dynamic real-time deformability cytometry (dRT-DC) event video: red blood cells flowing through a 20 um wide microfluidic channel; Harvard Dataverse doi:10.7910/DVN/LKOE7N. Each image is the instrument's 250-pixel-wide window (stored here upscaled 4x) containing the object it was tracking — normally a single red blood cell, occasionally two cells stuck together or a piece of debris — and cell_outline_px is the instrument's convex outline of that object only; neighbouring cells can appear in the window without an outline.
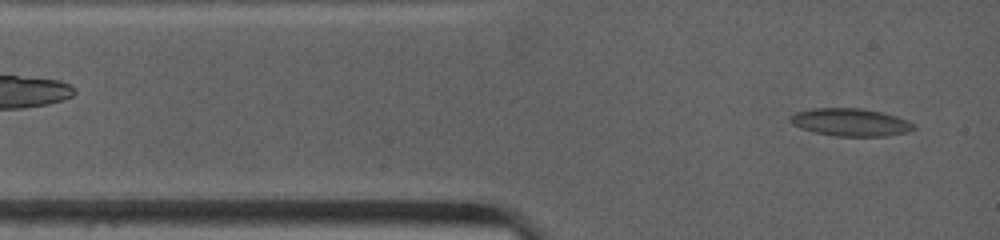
{"species": "common noctule bat (a hibernating species)", "species_latin": "Nyctalus noctula", "temperature_condition": "warm", "stored_images_in_passage": 18, "camera_frame_rate_fps": 4500, "um_per_image_px": 0.085, "animal": {"sex": "female", "body_mass_g": 19.0, "forearm_length_mm": 53.3}, "frame": {"image": 1, "passage_image": 1, "time_ms": 0.0, "image_size_px": [1000, 240], "cell_outline_px": [[916, 128], [908, 132], [888, 136], [836, 136], [816, 132], [800, 128], [792, 124], [788, 120], [788, 116], [796, 112], [812, 108], [860, 108], [880, 112], [896, 116], [916, 124]], "centroid_in_image_um": [72.28, 10.39], "position_along_channel_um": 12.7, "area_um2": 20.0}}
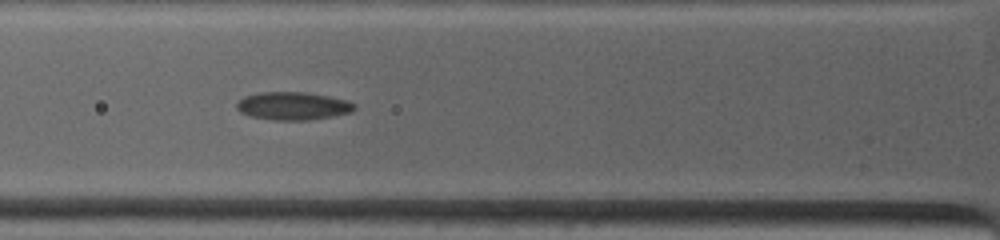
{"frame": {"image": 2, "passage_image": 12, "time_ms": 3.111, "image_size_px": [1000, 240], "cell_outline_px": [[356, 108], [348, 112], [332, 116], [308, 120], [276, 120], [252, 116], [240, 112], [236, 108], [236, 104], [244, 96], [260, 92], [308, 92], [348, 100], [356, 104]], "centroid_in_image_um": [24.9, 8.99], "position_along_channel_um": 100.9, "area_um2": 19.07}}
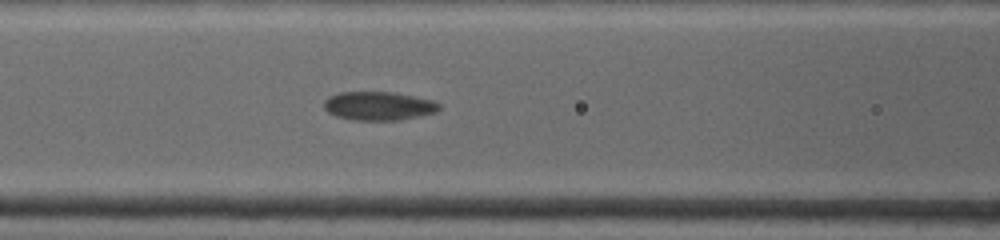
{"frame": {"image": 3, "passage_image": 15, "time_ms": 4.0, "image_size_px": [1000, 240], "cell_outline_px": [[440, 108], [436, 112], [420, 116], [400, 120], [352, 120], [336, 116], [328, 112], [324, 108], [324, 100], [328, 96], [340, 92], [392, 92], [432, 100], [440, 104]], "centroid_in_image_um": [32.16, 9.01], "position_along_channel_um": 134.4, "area_um2": 19.25}}